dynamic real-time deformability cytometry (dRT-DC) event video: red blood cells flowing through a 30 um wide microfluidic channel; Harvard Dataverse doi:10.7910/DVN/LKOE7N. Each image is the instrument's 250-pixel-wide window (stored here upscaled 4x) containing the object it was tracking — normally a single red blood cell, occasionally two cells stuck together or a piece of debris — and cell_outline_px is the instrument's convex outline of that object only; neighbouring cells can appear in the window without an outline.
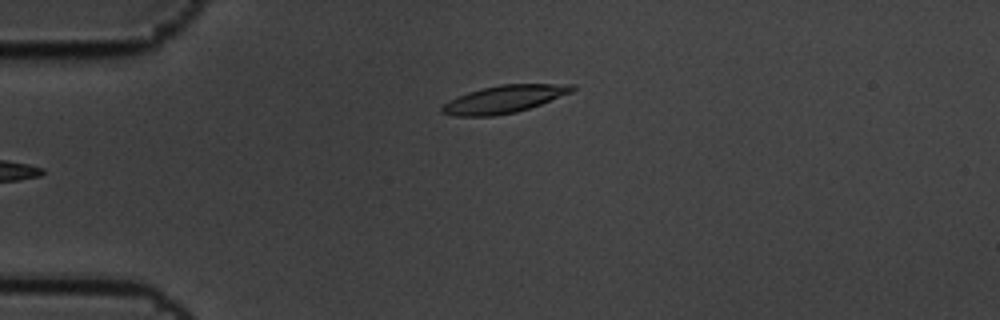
{"species": "common noctule bat (a hibernating species)", "species_latin": "Nyctalus noctula", "temperature_condition": "cold", "stored_images_in_passage": 4, "camera_frame_rate_fps": 3000, "um_per_image_px": 0.085, "animal": {"sex": "male", "body_mass_g": 19.5, "forearm_length_mm": 54.6}, "frame": {"image": 1, "passage_image": 4, "time_ms": 1.0, "image_size_px": [1000, 320], "cell_outline_px": [[576, 88], [572, 92], [540, 104], [516, 112], [492, 116], [456, 116], [440, 112], [440, 108], [444, 104], [468, 92], [500, 84], [576, 84]], "centroid_in_image_um": [42.88, 8.42], "position_along_channel_um": 42.1, "area_um2": 20.58}}